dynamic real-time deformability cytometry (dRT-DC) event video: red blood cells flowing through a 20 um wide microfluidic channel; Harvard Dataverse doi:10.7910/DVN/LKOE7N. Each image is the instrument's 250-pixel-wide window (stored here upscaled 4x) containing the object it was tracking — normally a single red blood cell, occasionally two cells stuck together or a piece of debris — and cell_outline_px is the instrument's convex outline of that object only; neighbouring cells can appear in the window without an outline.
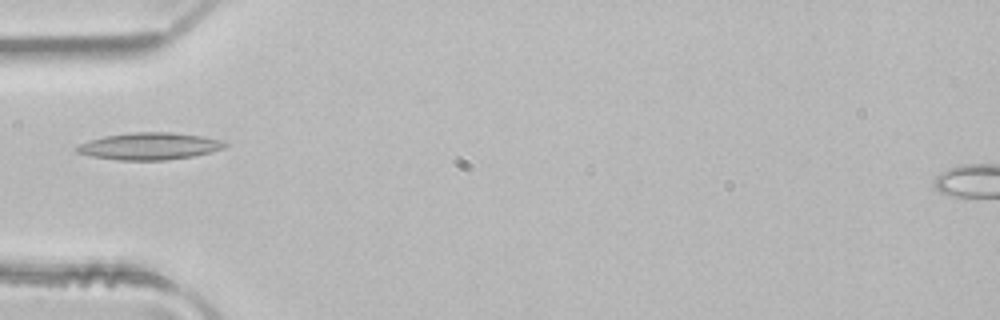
{"species": "common noctule bat (a hibernating species)", "species_latin": "Nyctalus noctula", "temperature_condition": "room temperature", "stored_images_in_passage": 4, "camera_frame_rate_fps": 3000, "um_per_image_px": 0.085, "animal": {"sex": "male", "body_mass_g": 21.5, "forearm_length_mm": 52.0}, "frame": {"image": 1, "passage_image": 4, "time_ms": 1.0, "image_size_px": [1000, 320], "cell_outline_px": [[228, 144], [224, 148], [212, 152], [192, 156], [168, 160], [116, 160], [92, 156], [76, 152], [76, 148], [80, 144], [88, 140], [104, 136], [132, 132], [172, 132], [204, 136], [220, 140]], "centroid_in_image_um": [12.72, 12.42], "position_along_channel_um": 72.3, "area_um2": 23.41}}